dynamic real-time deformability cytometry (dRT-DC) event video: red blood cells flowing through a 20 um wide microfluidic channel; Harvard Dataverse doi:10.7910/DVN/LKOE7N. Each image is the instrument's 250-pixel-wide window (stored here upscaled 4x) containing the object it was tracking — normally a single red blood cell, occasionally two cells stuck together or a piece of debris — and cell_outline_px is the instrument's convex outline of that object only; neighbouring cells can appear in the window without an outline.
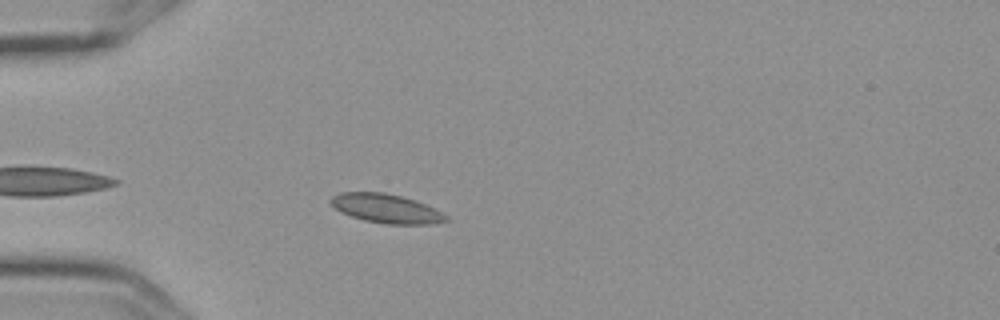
{"species": "Egyptian fruit bat (a non-hibernating species)", "species_latin": "Rousettus aegyptiacus", "temperature_condition": "cold", "stored_images_in_passage": 6, "camera_frame_rate_fps": 3000, "um_per_image_px": 0.085, "frame": {"image": 1, "passage_image": 6, "time_ms": 1.667, "image_size_px": [1000, 320], "cell_outline_px": [[452, 220], [436, 224], [384, 224], [364, 220], [340, 212], [328, 200], [332, 196], [340, 192], [384, 192], [416, 200], [448, 216]], "centroid_in_image_um": [32.84, 17.73], "position_along_channel_um": 52.2, "area_um2": 19.54}}